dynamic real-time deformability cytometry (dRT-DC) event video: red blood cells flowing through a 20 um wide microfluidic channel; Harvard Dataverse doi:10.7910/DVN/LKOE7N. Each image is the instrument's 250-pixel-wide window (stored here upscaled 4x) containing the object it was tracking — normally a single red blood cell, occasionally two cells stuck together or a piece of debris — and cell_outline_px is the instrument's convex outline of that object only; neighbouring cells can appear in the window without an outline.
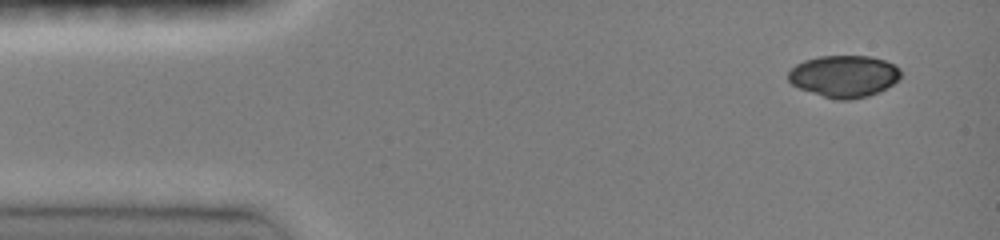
{"species": "common noctule bat (a hibernating species)", "species_latin": "Nyctalus noctula", "temperature_condition": "room temperature", "stored_images_in_passage": 35, "camera_frame_rate_fps": 3000, "um_per_image_px": 0.085, "animal": {"sex": "female", "body_mass_g": 19.0, "forearm_length_mm": 51.5}, "frame": {"image": 1, "passage_image": 1, "time_ms": 0.0, "image_size_px": [1000, 240], "cell_outline_px": [[900, 80], [880, 92], [868, 96], [848, 100], [836, 100], [800, 88], [792, 84], [788, 80], [788, 72], [796, 64], [804, 60], [820, 56], [872, 56], [884, 60], [900, 68]], "centroid_in_image_um": [71.76, 6.48], "position_along_channel_um": 13.2, "area_um2": 27.51}}
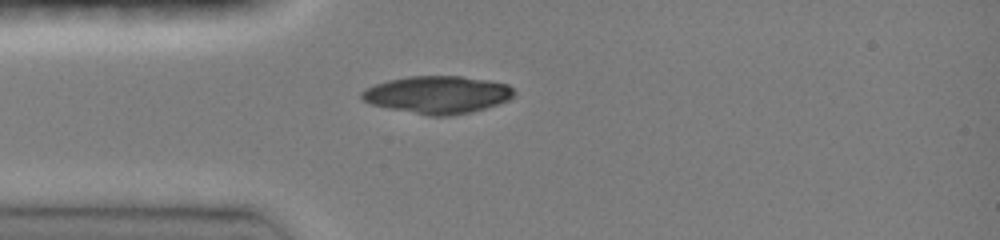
{"frame": {"image": 2, "passage_image": 10, "time_ms": 3.0, "image_size_px": [1000, 240], "cell_outline_px": [[516, 92], [508, 100], [472, 112], [448, 116], [428, 116], [388, 108], [372, 104], [364, 100], [360, 96], [360, 92], [364, 88], [388, 80], [408, 76], [460, 76], [488, 80], [508, 84]], "centroid_in_image_um": [37.17, 8.05], "position_along_channel_um": 47.8, "area_um2": 33.29}}
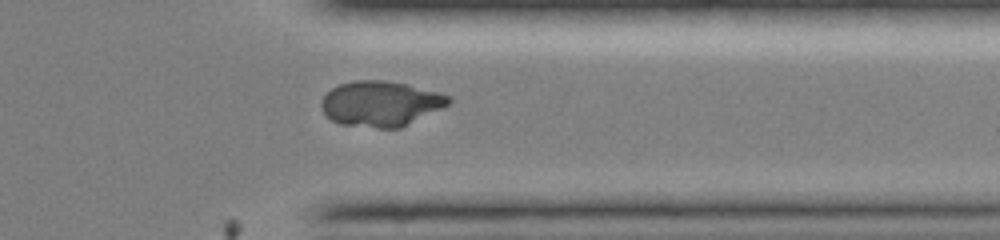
{"frame": {"image": 3, "passage_image": 35, "time_ms": 11.333, "image_size_px": [1000, 240], "cell_outline_px": [[452, 100], [448, 104], [400, 128], [376, 128], [340, 124], [332, 120], [324, 112], [320, 104], [324, 96], [332, 88], [340, 84], [352, 80], [384, 80], [404, 84], [436, 92], [448, 96]], "centroid_in_image_um": [32.3, 8.81], "position_along_channel_um": 379.1, "area_um2": 33.06}}